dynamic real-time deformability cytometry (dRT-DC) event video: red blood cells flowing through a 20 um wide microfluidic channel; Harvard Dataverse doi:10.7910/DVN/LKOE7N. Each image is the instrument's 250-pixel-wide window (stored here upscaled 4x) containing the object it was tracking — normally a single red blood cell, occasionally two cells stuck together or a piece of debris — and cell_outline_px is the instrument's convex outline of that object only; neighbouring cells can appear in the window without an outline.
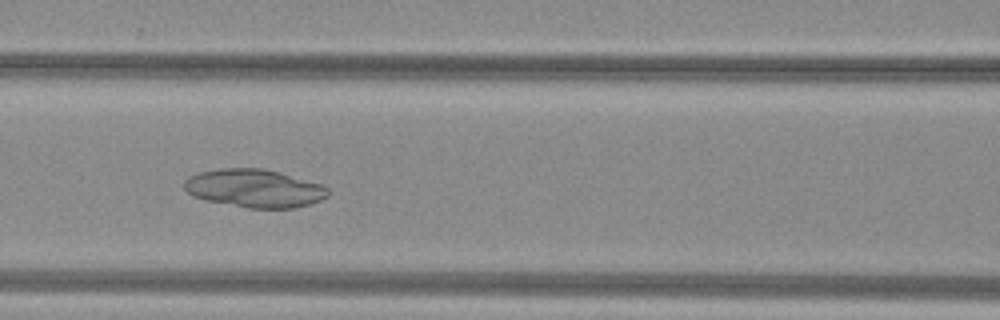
{"species": "common noctule bat (a hibernating species)", "species_latin": "Nyctalus noctula", "temperature_condition": "warm", "stored_images_in_passage": 49, "camera_frame_rate_fps": 3000, "um_per_image_px": 0.085, "animal": {"sex": "female", "body_mass_g": 29.2, "forearm_length_mm": 56.3}, "frame": {"image": 1, "passage_image": 21, "time_ms": 6.667, "image_size_px": [1000, 320], "cell_outline_px": [[328, 196], [320, 200], [308, 204], [292, 208], [248, 208], [204, 200], [192, 196], [184, 188], [184, 180], [188, 176], [200, 172], [220, 168], [264, 168], [280, 172], [324, 184], [328, 188]], "centroid_in_image_um": [21.62, 16.0], "position_along_channel_um": 145.0, "area_um2": 32.19}}
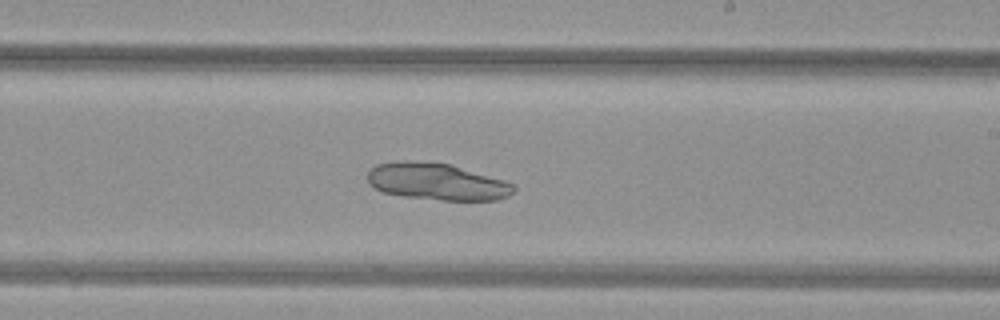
{"frame": {"image": 2, "passage_image": 29, "time_ms": 9.333, "image_size_px": [1000, 320], "cell_outline_px": [[516, 188], [508, 196], [500, 200], [444, 200], [404, 196], [384, 192], [372, 188], [368, 184], [368, 172], [376, 164], [400, 160], [408, 160], [452, 164], [504, 180], [516, 184]], "centroid_in_image_um": [37.14, 15.43], "position_along_channel_um": 251.9, "area_um2": 31.62}}
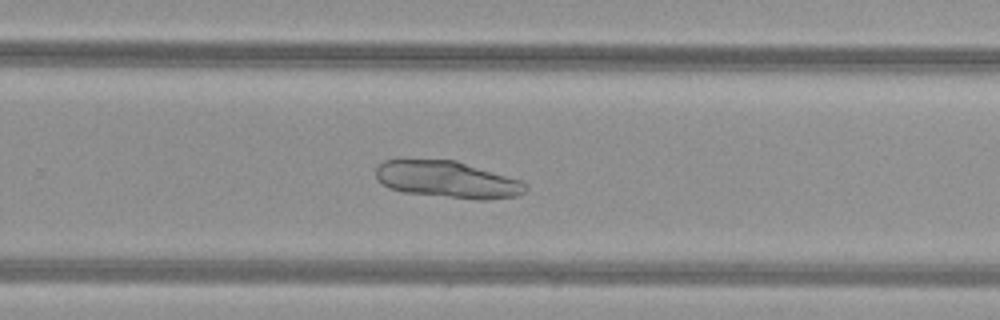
{"frame": {"image": 3, "passage_image": 32, "time_ms": 10.333, "image_size_px": [1000, 320], "cell_outline_px": [[528, 188], [524, 192], [516, 196], [488, 200], [476, 200], [404, 192], [388, 188], [380, 184], [376, 180], [376, 168], [384, 160], [456, 160], [520, 180], [528, 184]], "centroid_in_image_um": [38.03, 15.27], "position_along_channel_um": 291.8, "area_um2": 32.19}}